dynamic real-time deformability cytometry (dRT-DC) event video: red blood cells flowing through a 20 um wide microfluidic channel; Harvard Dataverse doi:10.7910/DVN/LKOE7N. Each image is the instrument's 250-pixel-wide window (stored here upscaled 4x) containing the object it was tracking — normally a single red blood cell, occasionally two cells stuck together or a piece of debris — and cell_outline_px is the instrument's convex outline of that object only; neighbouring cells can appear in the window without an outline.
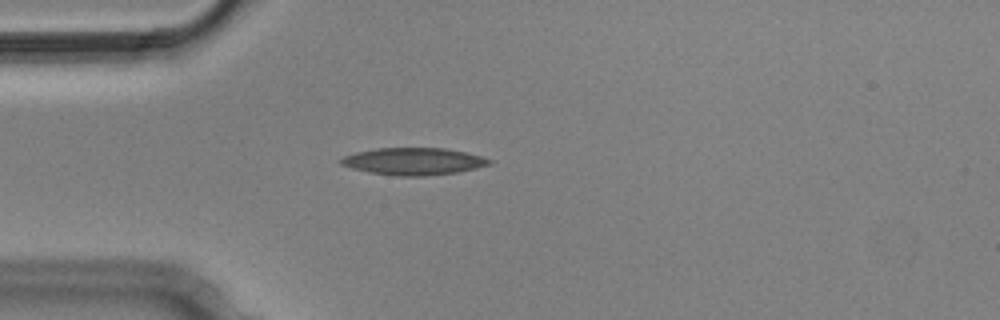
{"species": "Egyptian fruit bat (a non-hibernating species)", "species_latin": "Rousettus aegyptiacus", "temperature_condition": "cold", "stored_images_in_passage": 3, "camera_frame_rate_fps": 3000, "um_per_image_px": 0.085, "animal": {"sex": "male"}, "frame": {"image": 1, "passage_image": 3, "time_ms": 0.667, "image_size_px": [1000, 320], "cell_outline_px": [[492, 164], [476, 168], [456, 172], [424, 176], [396, 176], [368, 172], [352, 168], [340, 164], [336, 160], [344, 156], [356, 152], [376, 148], [444, 148], [464, 152], [480, 156], [492, 160]], "centroid_in_image_um": [35.1, 13.71], "position_along_channel_um": 49.9, "area_um2": 23.47}}